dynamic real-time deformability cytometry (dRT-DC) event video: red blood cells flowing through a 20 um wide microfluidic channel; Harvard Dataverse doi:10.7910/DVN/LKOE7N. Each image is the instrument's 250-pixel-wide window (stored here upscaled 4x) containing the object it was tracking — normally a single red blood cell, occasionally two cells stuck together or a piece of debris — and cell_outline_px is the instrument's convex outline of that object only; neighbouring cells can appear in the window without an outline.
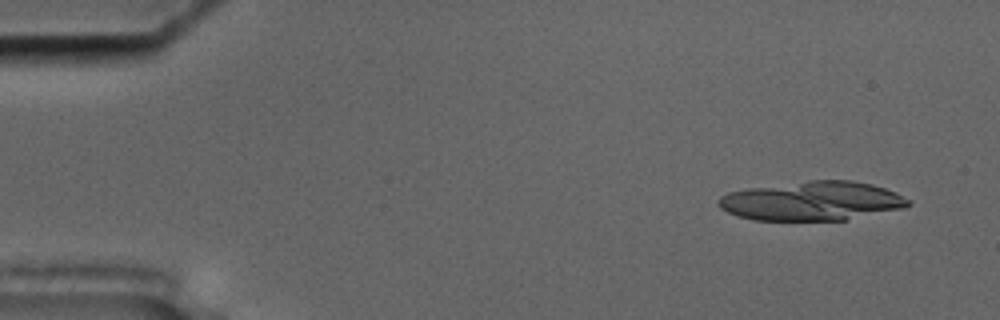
{"species": "common noctule bat (a hibernating species)", "species_latin": "Nyctalus noctula", "temperature_condition": "cold", "stored_images_in_passage": 12, "camera_frame_rate_fps": 3000, "um_per_image_px": 0.085, "animal": {"sex": "male", "body_mass_g": 17.5, "forearm_length_mm": 52.3}, "frame": {"image": 1, "passage_image": 4, "time_ms": 1.0, "image_size_px": [1000, 320], "cell_outline_px": [[908, 204], [844, 220], [764, 220], [744, 216], [732, 212], [728, 208], [748, 192], [848, 184], [860, 184], [880, 188], [888, 192]], "centroid_in_image_um": [69.34, 17.25], "position_along_channel_um": 15.7, "area_um2": 34.16}}